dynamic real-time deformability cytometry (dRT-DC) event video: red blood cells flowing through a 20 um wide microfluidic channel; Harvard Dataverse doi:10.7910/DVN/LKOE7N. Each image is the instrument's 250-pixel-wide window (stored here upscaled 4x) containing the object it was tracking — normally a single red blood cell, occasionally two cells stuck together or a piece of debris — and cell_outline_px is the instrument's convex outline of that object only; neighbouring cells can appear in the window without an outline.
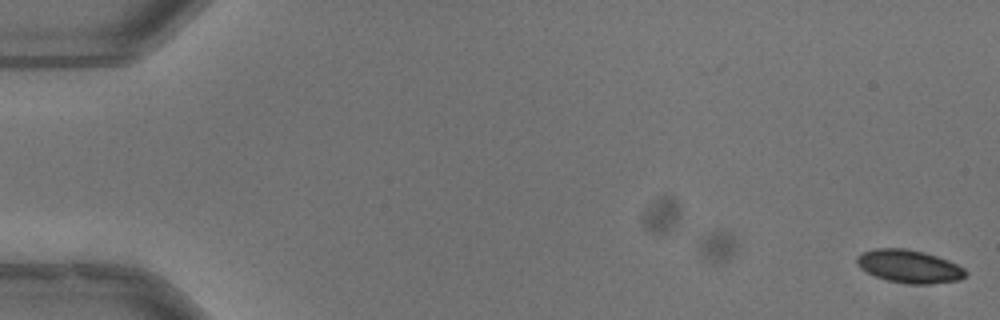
{"species": "common noctule bat (a hibernating species)", "species_latin": "Nyctalus noctula", "temperature_condition": "warm", "stored_images_in_passage": 9, "camera_frame_rate_fps": 3000, "um_per_image_px": 0.085, "animal": {"sex": "male", "body_mass_g": 13.3}, "frame": {"image": 1, "passage_image": 9, "time_ms": 2.667, "image_size_px": [1000, 320], "cell_outline_px": [[968, 276], [960, 280], [932, 284], [908, 284], [888, 280], [876, 276], [860, 268], [856, 264], [856, 256], [864, 252], [876, 248], [904, 248], [924, 252], [948, 260], [964, 268], [968, 272]], "centroid_in_image_um": [77.31, 22.65], "position_along_channel_um": 7.7, "area_um2": 20.98}}